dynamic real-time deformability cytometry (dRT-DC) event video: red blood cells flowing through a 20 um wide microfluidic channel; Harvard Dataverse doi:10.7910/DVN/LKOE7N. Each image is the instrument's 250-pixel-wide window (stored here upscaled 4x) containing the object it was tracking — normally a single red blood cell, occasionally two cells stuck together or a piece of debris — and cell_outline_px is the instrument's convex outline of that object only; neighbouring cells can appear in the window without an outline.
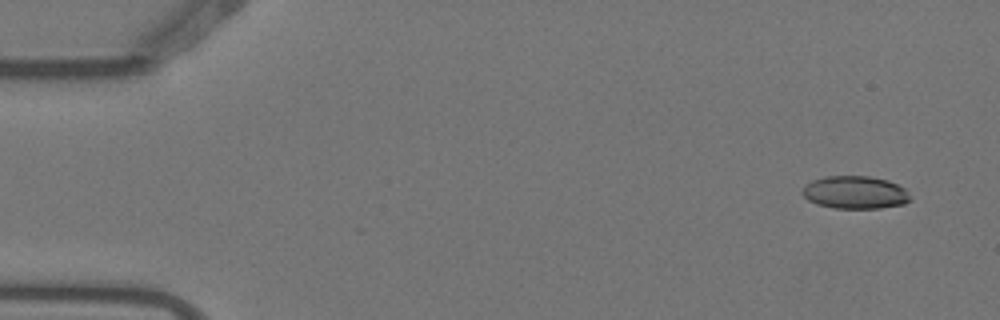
{"species": "Egyptian fruit bat (a non-hibernating species)", "species_latin": "Rousettus aegyptiacus", "temperature_condition": "warm", "stored_images_in_passage": 5, "camera_frame_rate_fps": 3000, "um_per_image_px": 0.085, "animal": {"sex": "female"}, "frame": {"image": 1, "passage_image": 1, "time_ms": 0.0, "image_size_px": [1000, 320], "cell_outline_px": [[912, 200], [904, 204], [880, 208], [832, 208], [816, 204], [808, 200], [800, 192], [804, 184], [812, 180], [824, 176], [868, 176], [888, 180], [904, 188]], "centroid_in_image_um": [72.64, 16.35], "position_along_channel_um": 12.4, "area_um2": 20.81}}
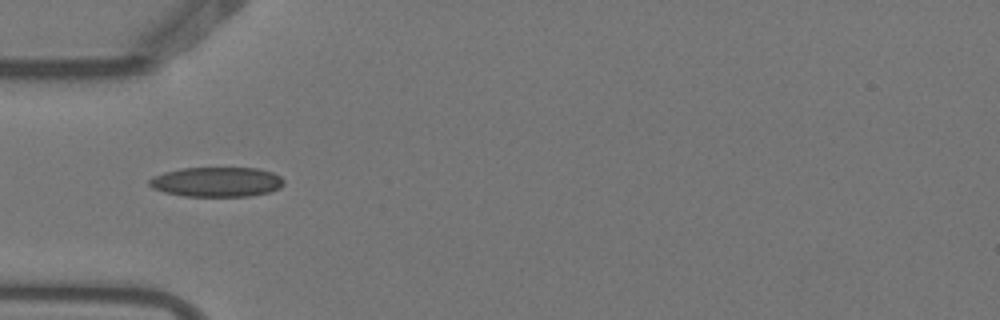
{"frame": {"image": 2, "passage_image": 5, "time_ms": 1.333, "image_size_px": [1000, 320], "cell_outline_px": [[284, 184], [280, 188], [268, 192], [248, 196], [184, 196], [164, 192], [152, 188], [148, 184], [148, 180], [152, 176], [164, 172], [180, 168], [260, 168], [272, 172], [280, 176], [284, 180]], "centroid_in_image_um": [18.4, 15.46], "position_along_channel_um": 66.6, "area_um2": 23.47}}